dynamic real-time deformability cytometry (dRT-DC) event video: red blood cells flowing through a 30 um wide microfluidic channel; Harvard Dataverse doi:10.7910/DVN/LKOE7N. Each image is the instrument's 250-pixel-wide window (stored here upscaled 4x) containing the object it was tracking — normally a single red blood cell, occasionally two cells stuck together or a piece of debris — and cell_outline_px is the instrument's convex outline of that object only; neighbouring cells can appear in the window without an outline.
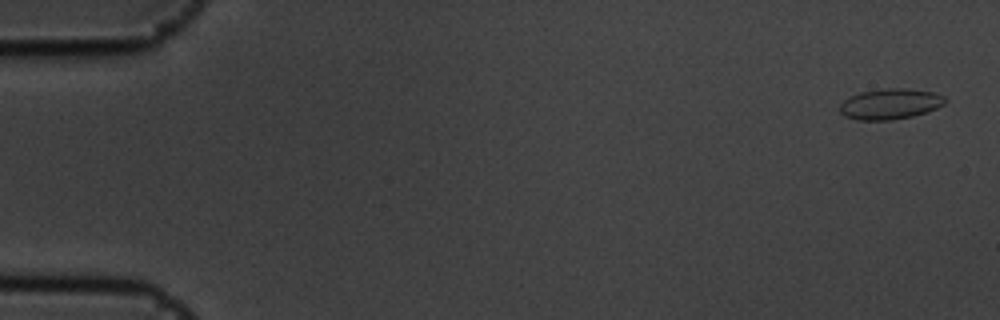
{"species": "common noctule bat (a hibernating species)", "species_latin": "Nyctalus noctula", "temperature_condition": "cold", "stored_images_in_passage": 56, "camera_frame_rate_fps": 3000, "um_per_image_px": 0.085, "animal": {"sex": "male", "body_mass_g": 19.5, "forearm_length_mm": 54.6}, "frame": {"image": 1, "passage_image": 2, "time_ms": 0.333, "image_size_px": [1000, 320], "cell_outline_px": [[948, 100], [944, 104], [928, 112], [912, 116], [892, 120], [856, 120], [844, 116], [840, 112], [840, 104], [848, 96], [860, 92], [884, 88], [908, 88], [936, 92], [944, 96]], "centroid_in_image_um": [75.68, 8.83], "position_along_channel_um": 9.3, "area_um2": 19.13}}
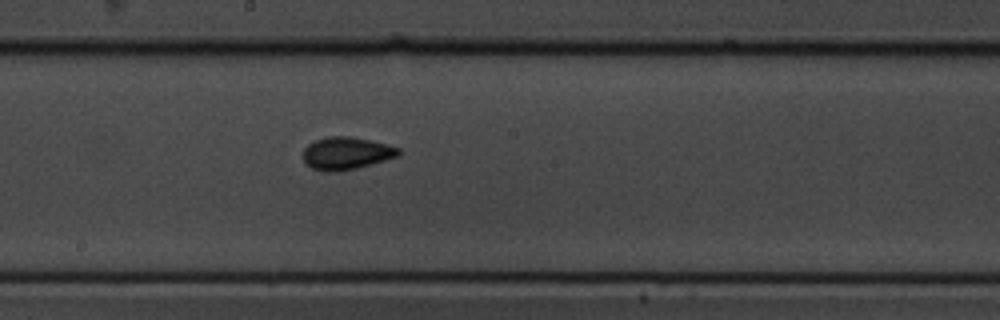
{"frame": {"image": 2, "passage_image": 31, "time_ms": 10.0, "image_size_px": [1000, 320], "cell_outline_px": [[400, 156], [372, 164], [340, 172], [324, 172], [312, 168], [304, 164], [304, 148], [308, 144], [316, 140], [328, 136], [352, 136], [400, 148]], "centroid_in_image_um": [29.42, 13.04], "position_along_channel_um": 218.8, "area_um2": 18.21}}
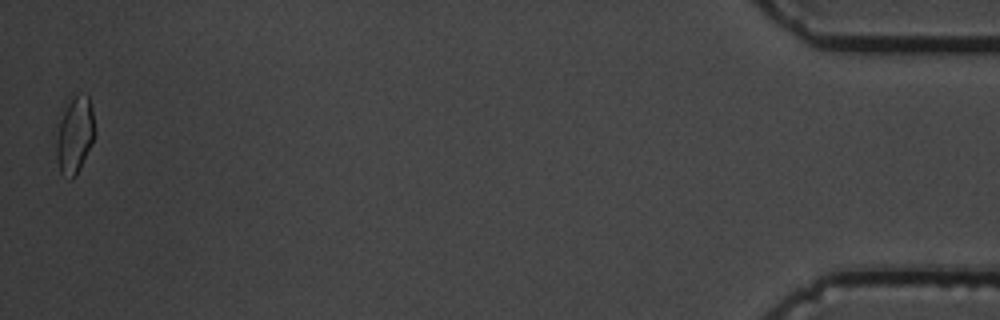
{"frame": {"image": 3, "passage_image": 56, "time_ms": 18.333, "image_size_px": [1000, 320], "cell_outline_px": [[96, 132], [92, 144], [80, 168], [72, 180], [68, 180], [60, 172], [56, 156], [56, 140], [64, 100], [68, 96], [88, 96], [92, 108]], "centroid_in_image_um": [6.34, 11.46], "position_along_channel_um": 428.9, "area_um2": 17.63}, "authors_computed_cell_mechanics": {"area_um2": 17.2533, "velocity_mm_per_s": 3.5828, "shape_relaxation_time_tau1_ms": 9.7961, "shape_relaxation_time_tau2_ms": 0.9761, "deformation_change_tau1": 0.1403, "deformation_change_tau2": 0.0519}}